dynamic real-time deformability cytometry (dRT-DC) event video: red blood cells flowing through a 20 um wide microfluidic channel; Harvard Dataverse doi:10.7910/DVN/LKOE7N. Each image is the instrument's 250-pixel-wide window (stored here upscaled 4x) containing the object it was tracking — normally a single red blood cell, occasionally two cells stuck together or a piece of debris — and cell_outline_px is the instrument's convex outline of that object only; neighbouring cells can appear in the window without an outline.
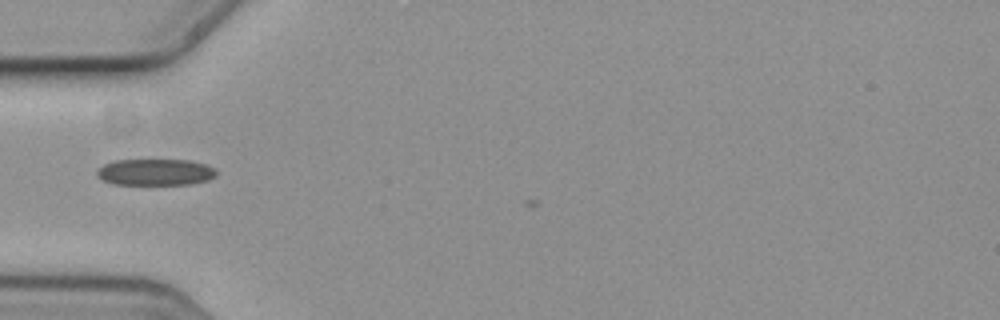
{"species": "common noctule bat (a hibernating species)", "species_latin": "Nyctalus noctula", "temperature_condition": "cold", "stored_images_in_passage": 3, "camera_frame_rate_fps": 3000, "um_per_image_px": 0.085, "animal": {"sex": "female", "body_mass_g": 19.3, "forearm_length_mm": 54.1}, "frame": {"image": 1, "passage_image": 1, "time_ms": 0.0, "image_size_px": [1000, 320], "cell_outline_px": [[216, 176], [208, 180], [192, 184], [112, 184], [96, 176], [96, 172], [104, 164], [112, 160], [188, 160], [208, 164], [216, 168]], "centroid_in_image_um": [13.23, 14.62], "position_along_channel_um": 71.8, "area_um2": 18.55}}
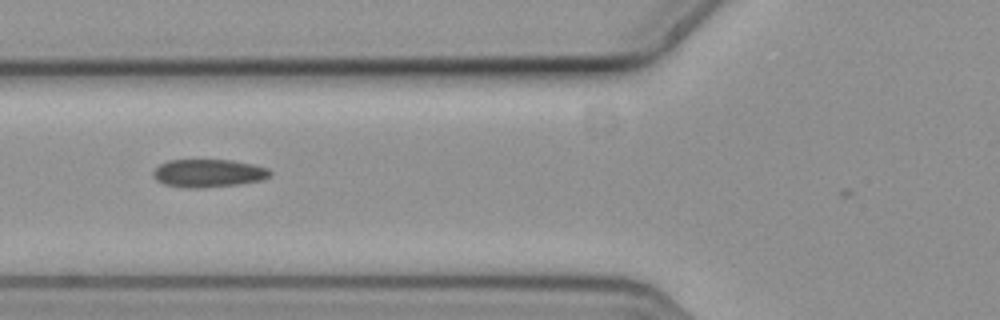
{"frame": {"image": 2, "passage_image": 2, "time_ms": 0.333, "image_size_px": [1000, 320], "cell_outline_px": [[272, 172], [264, 180], [240, 184], [204, 188], [184, 188], [164, 184], [156, 180], [152, 176], [152, 172], [160, 164], [168, 160], [232, 160], [252, 164], [268, 168]], "centroid_in_image_um": [17.7, 14.73], "position_along_channel_um": 108.1, "area_um2": 19.25}}